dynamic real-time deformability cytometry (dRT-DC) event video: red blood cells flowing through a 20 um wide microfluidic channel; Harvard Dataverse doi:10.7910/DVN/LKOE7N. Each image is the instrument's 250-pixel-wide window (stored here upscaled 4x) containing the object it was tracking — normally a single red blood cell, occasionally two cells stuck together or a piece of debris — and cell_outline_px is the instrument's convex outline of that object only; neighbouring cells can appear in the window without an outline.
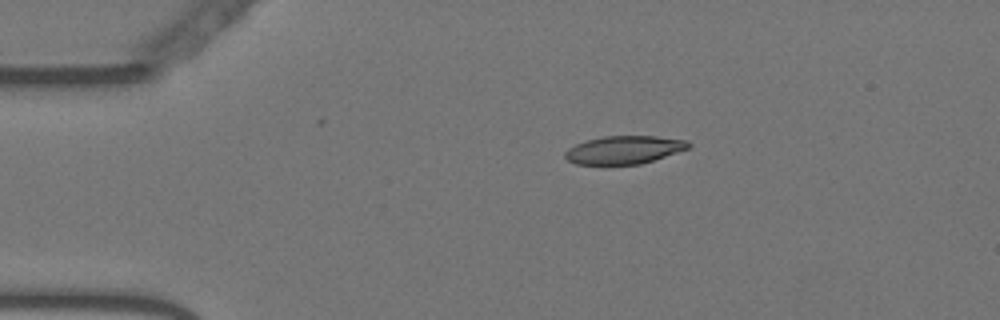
{"species": "Egyptian fruit bat (a non-hibernating species)", "species_latin": "Rousettus aegyptiacus", "temperature_condition": "warm", "stored_images_in_passage": 56, "camera_frame_rate_fps": 3000, "um_per_image_px": 0.085, "animal": {"sex": "female"}, "frame": {"image": 1, "passage_image": 11, "time_ms": 3.333, "image_size_px": [1000, 320], "cell_outline_px": [[692, 144], [688, 148], [640, 164], [576, 164], [568, 160], [564, 156], [564, 152], [568, 148], [576, 144], [588, 140], [604, 136], [656, 136], [688, 140]], "centroid_in_image_um": [53.04, 12.73], "position_along_channel_um": 32.0, "area_um2": 19.94}}
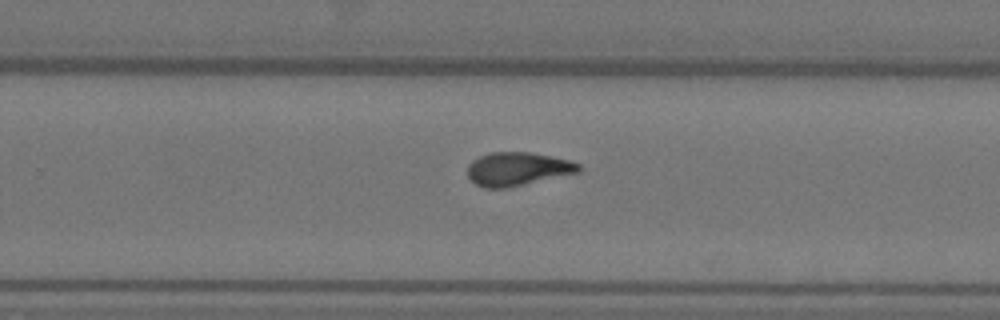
{"frame": {"image": 2, "passage_image": 36, "time_ms": 11.667, "image_size_px": [1000, 320], "cell_outline_px": [[580, 172], [508, 188], [484, 188], [476, 184], [468, 176], [468, 164], [472, 160], [480, 156], [492, 152], [528, 152], [552, 156], [572, 160], [580, 164]], "centroid_in_image_um": [44.01, 14.36], "position_along_channel_um": 285.8, "area_um2": 21.79}}
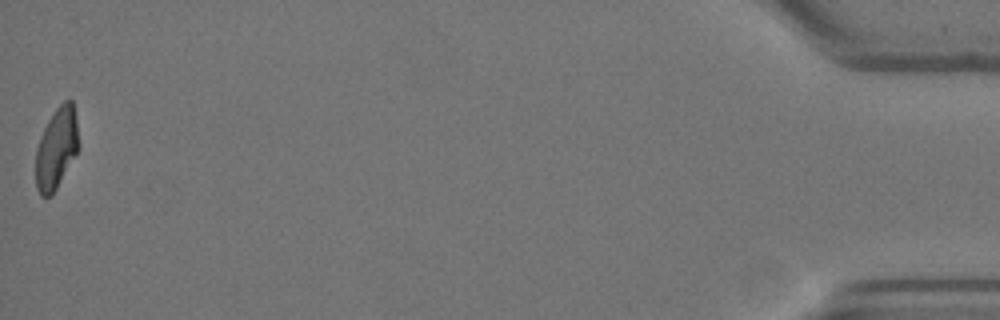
{"frame": {"image": 3, "passage_image": 56, "time_ms": 18.333, "image_size_px": [1000, 320], "cell_outline_px": [[80, 148], [52, 196], [40, 196], [36, 188], [36, 148], [40, 136], [48, 120], [56, 108], [64, 100], [72, 100], [76, 120], [80, 144]], "centroid_in_image_um": [4.81, 12.62], "position_along_channel_um": 430.4, "area_um2": 20.46}, "authors_computed_cell_mechanics": {"area_um2": 21.2704, "velocity_mm_per_s": 3.6155, "shape_relaxation_time_tau1_ms": 9.889, "shape_relaxation_time_tau2_ms": 2.3097, "deformation_change_tau1": 0.266, "deformation_change_tau2": 0.0856}}